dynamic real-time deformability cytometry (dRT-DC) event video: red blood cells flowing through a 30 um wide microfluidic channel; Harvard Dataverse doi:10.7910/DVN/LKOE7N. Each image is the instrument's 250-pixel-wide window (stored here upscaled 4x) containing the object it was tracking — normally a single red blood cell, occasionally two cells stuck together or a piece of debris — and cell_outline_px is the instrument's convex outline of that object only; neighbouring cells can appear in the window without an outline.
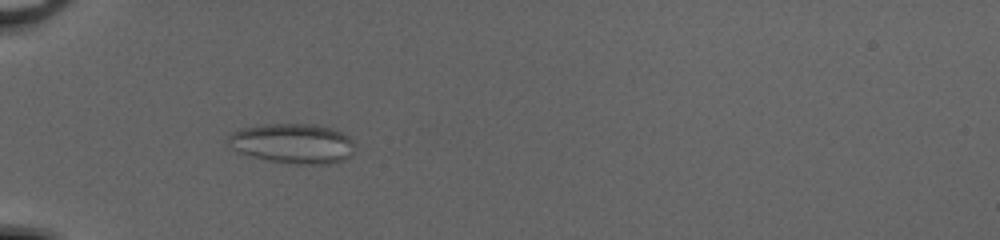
{"species": "common noctule bat (a hibernating species)", "species_latin": "Nyctalus noctula", "temperature_condition": "cold", "stored_images_in_passage": 54, "camera_frame_rate_fps": 3000, "um_per_image_px": 0.085, "animal": {"sex": "female", "body_mass_g": 20.0, "forearm_length_mm": 54.0}, "frame": {"image": 1, "passage_image": 20, "time_ms": 6.333, "image_size_px": [1000, 240], "cell_outline_px": [[352, 152], [344, 160], [328, 164], [296, 164], [268, 160], [252, 156], [240, 152], [232, 148], [224, 140], [232, 132], [240, 128], [264, 124], [316, 124], [332, 128], [348, 136], [352, 140]], "centroid_in_image_um": [24.84, 12.18], "position_along_channel_um": 60.2, "area_um2": 29.42}}
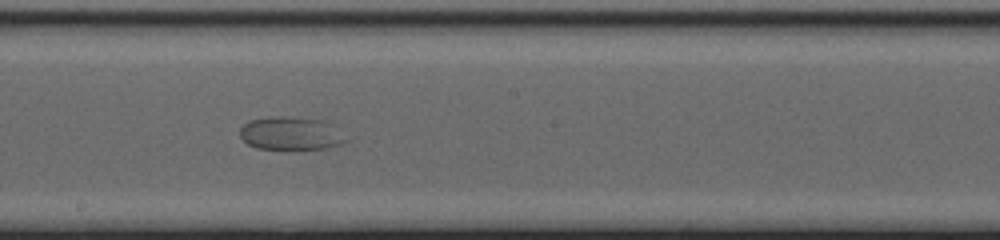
{"frame": {"image": 2, "passage_image": 33, "time_ms": 10.667, "image_size_px": [1000, 240], "cell_outline_px": [[348, 140], [340, 144], [324, 148], [256, 148], [248, 144], [240, 136], [240, 128], [248, 120], [272, 116], [288, 116], [324, 120]], "centroid_in_image_um": [24.65, 11.31], "position_along_channel_um": 223.5, "area_um2": 20.06}}
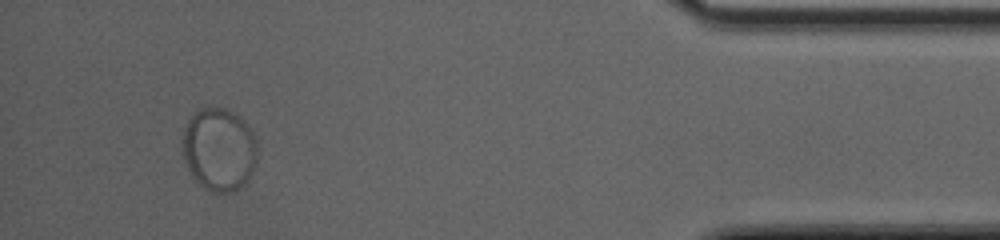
{"frame": {"image": 3, "passage_image": 51, "time_ms": 16.667, "image_size_px": [1000, 240], "cell_outline_px": [[260, 152], [256, 164], [248, 180], [240, 188], [232, 192], [212, 192], [204, 188], [192, 176], [184, 160], [180, 148], [184, 128], [188, 120], [200, 108], [224, 108], [232, 112], [244, 120], [248, 124], [256, 140]], "centroid_in_image_um": [18.64, 12.71], "position_along_channel_um": 416.6, "area_um2": 36.82}}